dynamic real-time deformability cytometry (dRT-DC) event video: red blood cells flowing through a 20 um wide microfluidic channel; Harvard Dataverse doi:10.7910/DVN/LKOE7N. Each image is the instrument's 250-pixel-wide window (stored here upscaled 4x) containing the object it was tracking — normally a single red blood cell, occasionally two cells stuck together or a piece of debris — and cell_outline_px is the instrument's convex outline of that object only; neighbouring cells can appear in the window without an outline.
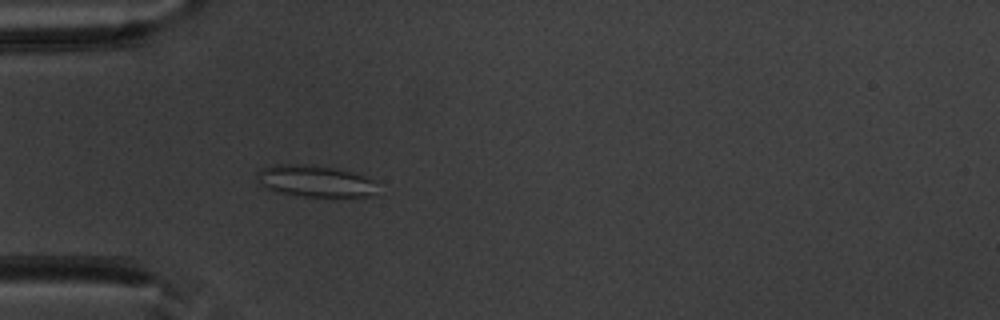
{"species": "common noctule bat (a hibernating species)", "species_latin": "Nyctalus noctula", "temperature_condition": "warm", "stored_images_in_passage": 47, "camera_frame_rate_fps": 3000, "um_per_image_px": 0.085, "animal": {"sex": "male", "body_mass_g": 20.1, "forearm_length_mm": 53.5}, "frame": {"image": 1, "passage_image": 11, "time_ms": 3.333, "image_size_px": [1000, 320], "cell_outline_px": [[376, 192], [372, 196], [304, 196], [276, 192], [264, 188], [260, 184], [256, 176], [256, 172], [260, 168], [276, 164], [312, 164], [352, 172], [364, 176], [372, 180]], "centroid_in_image_um": [26.69, 15.38], "position_along_channel_um": 58.3, "area_um2": 22.14}}
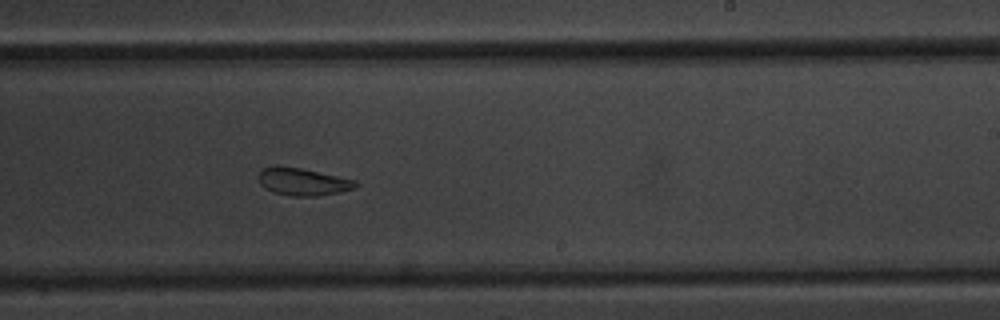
{"frame": {"image": 2, "passage_image": 27, "time_ms": 8.667, "image_size_px": [1000, 320], "cell_outline_px": [[360, 184], [356, 188], [340, 192], [320, 196], [292, 196], [276, 192], [260, 184], [260, 172], [264, 168], [276, 164], [300, 168], [356, 180]], "centroid_in_image_um": [25.8, 15.44], "position_along_channel_um": 263.2, "area_um2": 15.43}}
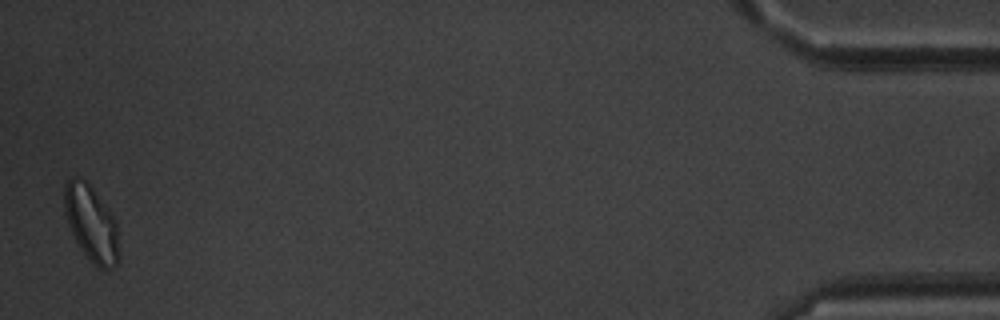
{"frame": {"image": 3, "passage_image": 46, "time_ms": 15.0, "image_size_px": [1000, 320], "cell_outline_px": [[120, 256], [116, 264], [112, 268], [100, 268], [84, 256], [68, 224], [64, 212], [64, 184], [72, 176], [76, 176], [84, 180], [92, 188], [116, 220]], "centroid_in_image_um": [7.75, 19.0], "position_along_channel_um": 427.4, "area_um2": 24.1}, "authors_computed_cell_mechanics": {"area_um2": 19.3052, "velocity_mm_per_s": 3.9427, "shape_relaxation_time_tau1_ms": 6.2727, "shape_relaxation_time_tau2_ms": 2.3713, "deformation_change_tau1": 0.1106, "deformation_change_tau2": 0.0789}}